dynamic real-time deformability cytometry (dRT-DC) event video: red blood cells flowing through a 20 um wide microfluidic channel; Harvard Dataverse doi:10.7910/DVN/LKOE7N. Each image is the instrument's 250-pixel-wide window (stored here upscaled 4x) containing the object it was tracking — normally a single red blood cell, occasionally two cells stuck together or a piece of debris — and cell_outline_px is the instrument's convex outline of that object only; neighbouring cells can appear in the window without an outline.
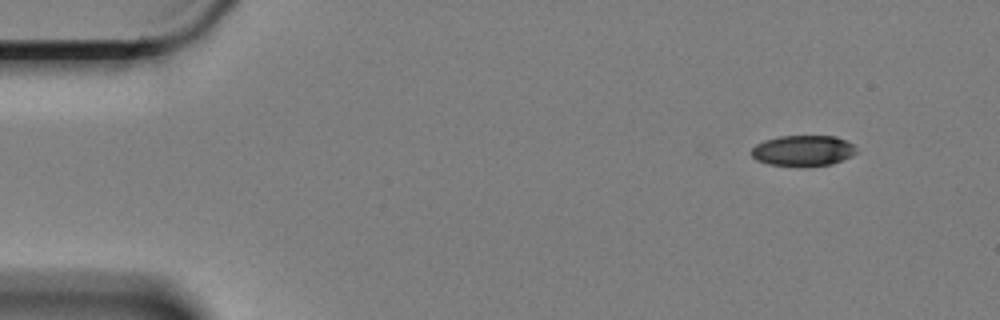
{"species": "Egyptian fruit bat (a non-hibernating species)", "species_latin": "Rousettus aegyptiacus", "temperature_condition": "cold", "stored_images_in_passage": 5, "camera_frame_rate_fps": 3000, "um_per_image_px": 0.085, "animal": {"sex": "female"}, "frame": {"image": 1, "passage_image": 1, "time_ms": 0.0, "image_size_px": [1000, 320], "cell_outline_px": [[856, 152], [852, 156], [832, 164], [768, 164], [756, 160], [748, 152], [756, 144], [764, 140], [780, 136], [836, 136], [852, 144], [856, 148]], "centroid_in_image_um": [68.23, 12.77], "position_along_channel_um": 16.8, "area_um2": 18.32}}
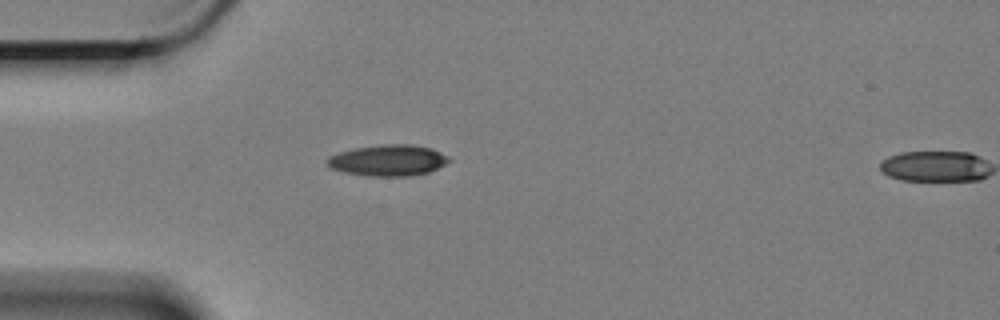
{"frame": {"image": 2, "passage_image": 4, "time_ms": 1.0, "image_size_px": [1000, 320], "cell_outline_px": [[452, 160], [428, 172], [412, 176], [368, 176], [348, 172], [332, 168], [324, 160], [328, 156], [340, 152], [356, 148], [384, 144], [408, 144], [432, 148], [448, 156]], "centroid_in_image_um": [33.0, 13.62], "position_along_channel_um": 52.0, "area_um2": 21.91}}